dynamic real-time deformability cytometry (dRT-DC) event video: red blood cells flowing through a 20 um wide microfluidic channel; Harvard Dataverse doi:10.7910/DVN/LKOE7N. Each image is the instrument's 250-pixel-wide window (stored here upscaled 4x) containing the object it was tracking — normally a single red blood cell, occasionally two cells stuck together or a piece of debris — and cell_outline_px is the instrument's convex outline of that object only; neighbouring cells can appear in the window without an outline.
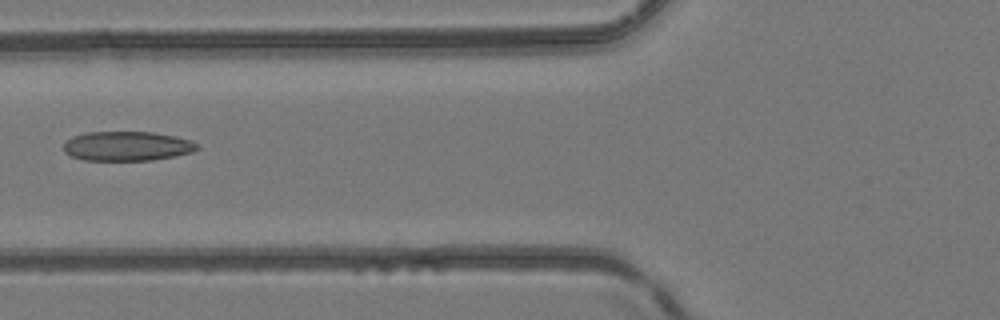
{"species": "common noctule bat (a hibernating species)", "species_latin": "Nyctalus noctula", "temperature_condition": "room temperature", "stored_images_in_passage": 6, "camera_frame_rate_fps": 3000, "um_per_image_px": 0.085, "animal": {"sex": "female", "body_mass_g": 24.6, "forearm_length_mm": 56.2}, "frame": {"image": 1, "passage_image": 6, "time_ms": 6.333, "image_size_px": [1000, 320], "cell_outline_px": [[200, 148], [192, 152], [176, 156], [152, 160], [84, 160], [72, 156], [64, 152], [64, 144], [72, 136], [88, 132], [152, 132], [176, 136], [200, 144]], "centroid_in_image_um": [10.83, 12.42], "position_along_channel_um": 115.0, "area_um2": 22.95}}